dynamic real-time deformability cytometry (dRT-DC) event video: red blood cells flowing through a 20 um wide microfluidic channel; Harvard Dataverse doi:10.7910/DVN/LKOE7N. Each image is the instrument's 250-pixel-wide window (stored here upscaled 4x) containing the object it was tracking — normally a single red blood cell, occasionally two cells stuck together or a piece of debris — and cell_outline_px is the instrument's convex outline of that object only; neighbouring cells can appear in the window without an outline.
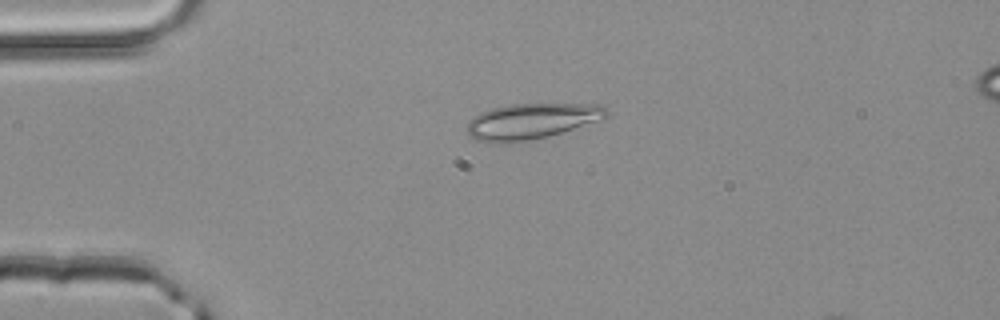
{"species": "common noctule bat (a hibernating species)", "species_latin": "Nyctalus noctula", "temperature_condition": "room temperature", "stored_images_in_passage": 2, "camera_frame_rate_fps": 3000, "um_per_image_px": 0.085, "animal": {"sex": "male", "body_mass_g": 20.4}, "frame": {"image": 1, "passage_image": 1, "time_ms": 0.0, "image_size_px": [1000, 320], "cell_outline_px": [[608, 116], [604, 120], [548, 136], [528, 140], [504, 144], [492, 144], [476, 140], [468, 132], [468, 120], [472, 116], [480, 112], [492, 108], [512, 104], [600, 104], [608, 112]], "centroid_in_image_um": [45.17, 10.31], "position_along_channel_um": 39.8, "area_um2": 29.3}}